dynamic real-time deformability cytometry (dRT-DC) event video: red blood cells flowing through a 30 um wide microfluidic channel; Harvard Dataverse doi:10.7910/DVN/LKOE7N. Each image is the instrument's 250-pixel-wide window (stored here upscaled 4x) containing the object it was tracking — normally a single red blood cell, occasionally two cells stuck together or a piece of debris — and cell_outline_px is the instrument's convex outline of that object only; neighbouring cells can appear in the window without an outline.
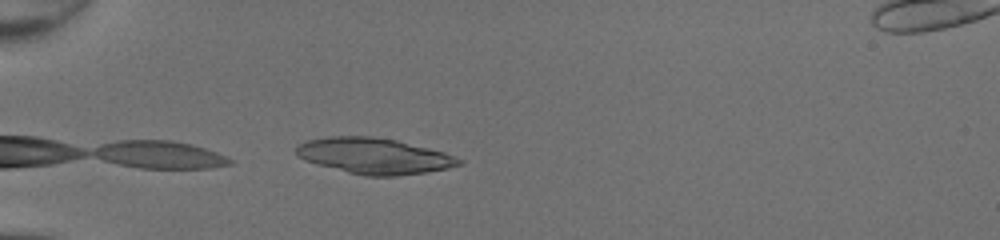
{"species": "common noctule bat (a hibernating species)", "species_latin": "Nyctalus noctula", "temperature_condition": "room temperature", "stored_images_in_passage": 15, "camera_frame_rate_fps": 3000, "um_per_image_px": 0.085, "animal": {"sex": "female", "body_mass_g": 20.0, "forearm_length_mm": 54.0}, "frame": {"image": 1, "passage_image": 1, "time_ms": 0.0, "image_size_px": [1000, 240], "cell_outline_px": [[464, 164], [448, 168], [428, 172], [396, 176], [364, 176], [316, 164], [304, 160], [296, 156], [296, 148], [300, 144], [308, 140], [328, 136], [372, 136], [396, 140], [444, 152], [464, 160]], "centroid_in_image_um": [31.82, 13.26], "position_along_channel_um": 53.2, "area_um2": 34.1}}